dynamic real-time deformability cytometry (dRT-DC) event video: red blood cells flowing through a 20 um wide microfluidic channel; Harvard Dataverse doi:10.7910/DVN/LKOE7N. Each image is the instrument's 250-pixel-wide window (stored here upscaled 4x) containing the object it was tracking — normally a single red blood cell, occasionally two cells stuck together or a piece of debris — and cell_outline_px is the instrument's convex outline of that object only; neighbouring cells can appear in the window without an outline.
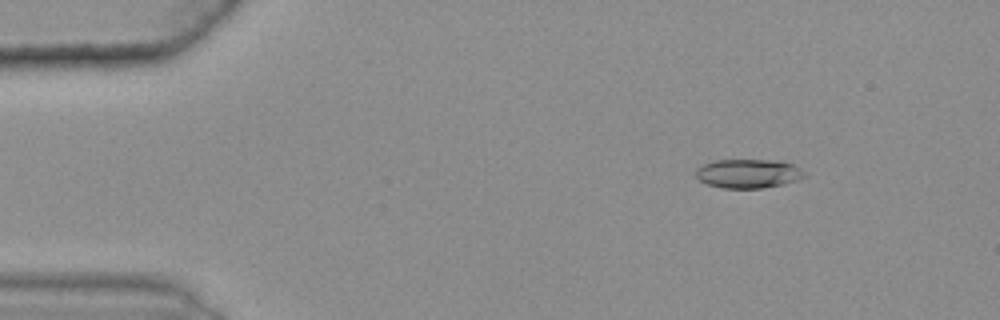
{"species": "common noctule bat (a hibernating species)", "species_latin": "Nyctalus noctula", "temperature_condition": "warm", "stored_images_in_passage": 49, "camera_frame_rate_fps": 3000, "um_per_image_px": 0.085, "animal": {"sex": "female", "body_mass_g": 25.1}, "frame": {"image": 1, "passage_image": 8, "time_ms": 2.333, "image_size_px": [1000, 320], "cell_outline_px": [[804, 176], [796, 180], [780, 184], [760, 188], [724, 188], [708, 184], [700, 180], [696, 176], [696, 168], [704, 164], [716, 160], [784, 160], [800, 168], [804, 172]], "centroid_in_image_um": [63.59, 14.73], "position_along_channel_um": 21.4, "area_um2": 18.15}}
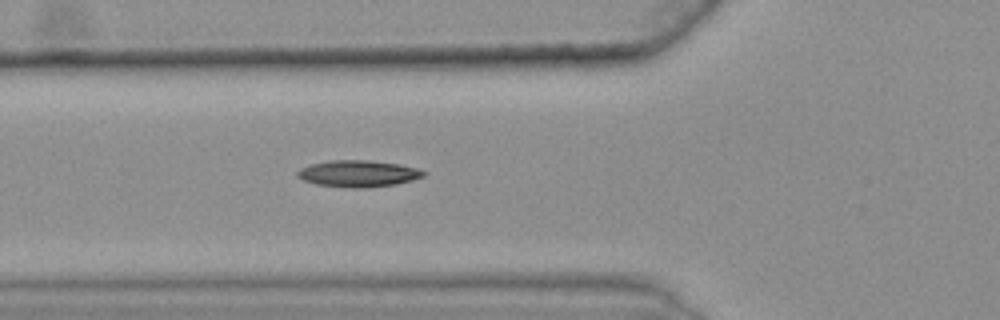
{"frame": {"image": 2, "passage_image": 21, "time_ms": 6.667, "image_size_px": [1000, 320], "cell_outline_px": [[428, 172], [424, 176], [412, 180], [396, 184], [364, 188], [348, 188], [316, 184], [304, 180], [296, 176], [296, 172], [300, 168], [312, 164], [328, 160], [368, 160], [400, 164], [420, 168]], "centroid_in_image_um": [30.48, 14.75], "position_along_channel_um": 95.3, "area_um2": 19.77}}
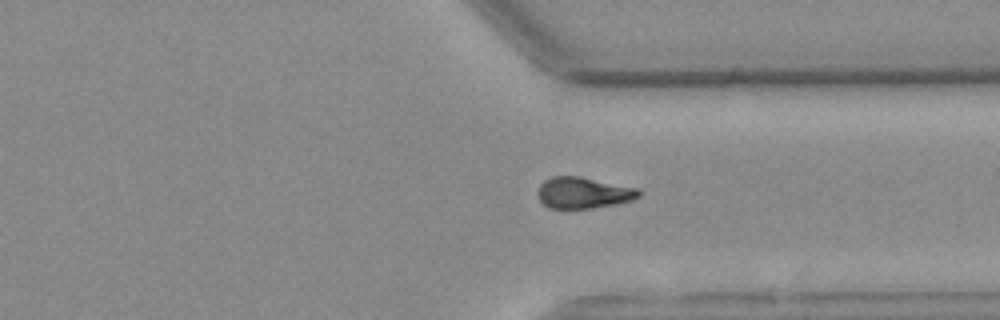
{"frame": {"image": 3, "passage_image": 43, "time_ms": 14.0, "image_size_px": [1000, 320], "cell_outline_px": [[640, 196], [616, 204], [592, 208], [548, 208], [540, 200], [540, 184], [544, 180], [552, 176], [580, 176], [636, 188], [640, 192]], "centroid_in_image_um": [49.57, 16.38], "position_along_channel_um": 361.8, "area_um2": 18.03}, "authors_computed_cell_mechanics": {"area_um2": 18.5538, "velocity_mm_per_s": 3.6232, "shape_relaxation_time_tau1_ms": 9.3149, "shape_relaxation_time_tau2_ms": 8.3033, "deformation_change_tau1": 0.2076, "deformation_change_tau2": 0.1588}}